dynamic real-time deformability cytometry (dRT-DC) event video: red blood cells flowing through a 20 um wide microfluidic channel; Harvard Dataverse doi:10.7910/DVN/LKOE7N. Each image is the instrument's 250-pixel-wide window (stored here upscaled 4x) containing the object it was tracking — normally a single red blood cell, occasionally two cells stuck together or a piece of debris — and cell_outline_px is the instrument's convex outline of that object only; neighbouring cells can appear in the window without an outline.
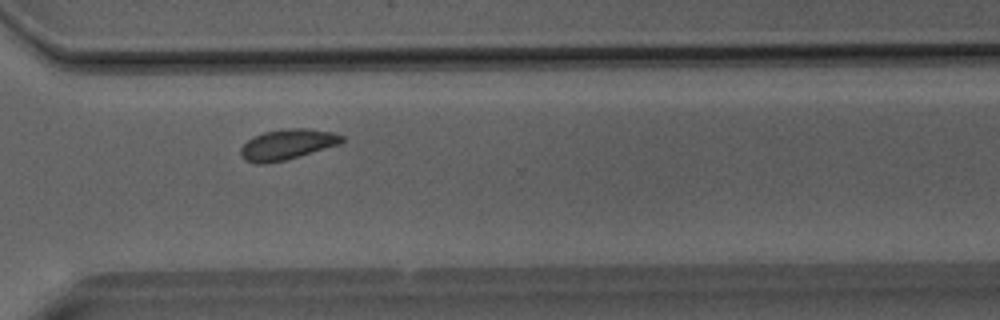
{"species": "Egyptian fruit bat (a non-hibernating species)", "species_latin": "Rousettus aegyptiacus", "temperature_condition": "room temperature", "stored_images_in_passage": 32, "camera_frame_rate_fps": 3000, "um_per_image_px": 0.085, "animal": {"sex": "male"}, "frame": {"image": 1, "passage_image": 21, "time_ms": 6.667, "image_size_px": [1000, 320], "cell_outline_px": [[344, 140], [340, 144], [284, 160], [264, 164], [256, 164], [244, 160], [240, 152], [240, 148], [252, 136], [264, 132], [288, 128], [304, 128], [332, 132], [344, 136]], "centroid_in_image_um": [24.39, 12.27], "position_along_channel_um": 346.2, "area_um2": 17.86}}
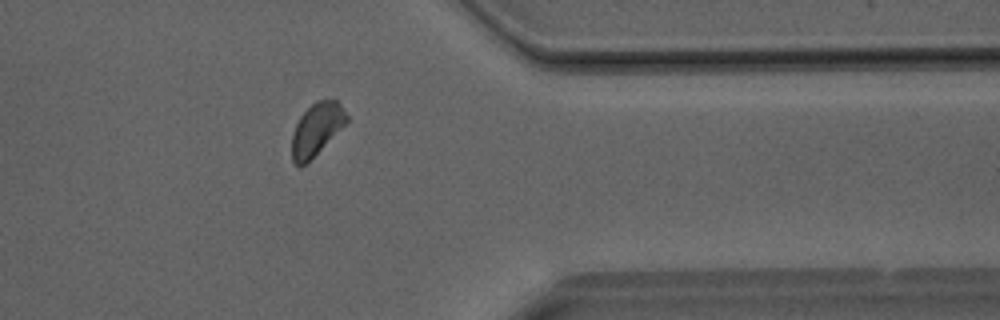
{"frame": {"image": 2, "passage_image": 24, "time_ms": 7.667, "image_size_px": [1000, 320], "cell_outline_px": [[348, 120], [300, 168], [292, 160], [292, 132], [300, 116], [316, 100], [336, 100], [340, 104], [348, 116]], "centroid_in_image_um": [26.87, 10.95], "position_along_channel_um": 384.5, "area_um2": 16.01}}
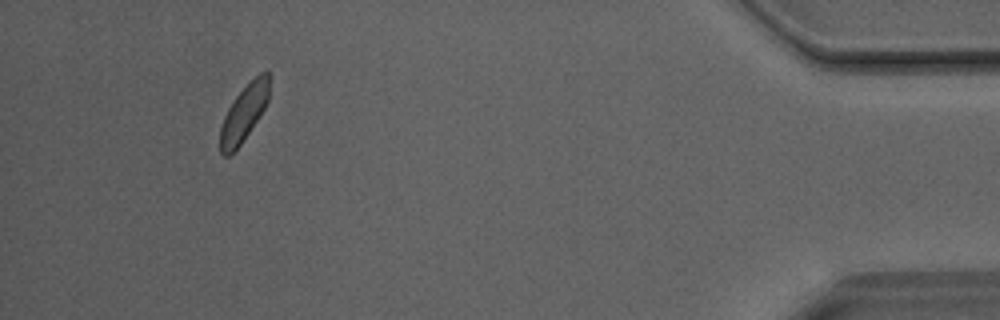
{"frame": {"image": 3, "passage_image": 29, "time_ms": 9.333, "image_size_px": [1000, 320], "cell_outline_px": [[272, 72], [268, 100], [264, 108], [240, 144], [228, 156], [224, 156], [220, 152], [220, 128], [224, 116], [232, 100], [260, 72]], "centroid_in_image_um": [20.75, 9.56], "position_along_channel_um": 414.5, "area_um2": 15.9}}